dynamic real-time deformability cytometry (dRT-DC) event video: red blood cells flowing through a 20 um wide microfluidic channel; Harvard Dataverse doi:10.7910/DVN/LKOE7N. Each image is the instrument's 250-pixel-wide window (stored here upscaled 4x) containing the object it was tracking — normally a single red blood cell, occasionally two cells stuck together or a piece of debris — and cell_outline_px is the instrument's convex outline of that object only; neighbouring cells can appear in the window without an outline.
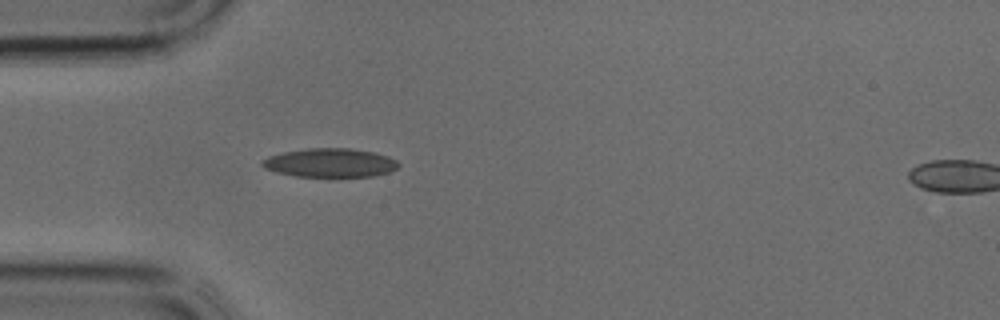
{"species": "common noctule bat (a hibernating species)", "species_latin": "Nyctalus noctula", "temperature_condition": "cold", "stored_images_in_passage": 2, "camera_frame_rate_fps": 3000, "um_per_image_px": 0.085, "animal": {"sex": "male", "body_mass_g": 17.9, "forearm_length_mm": 54.2}, "frame": {"image": 1, "passage_image": 1, "time_ms": 0.0, "image_size_px": [1000, 320], "cell_outline_px": [[400, 164], [396, 168], [388, 172], [372, 176], [296, 176], [276, 172], [264, 168], [260, 164], [260, 160], [268, 156], [284, 152], [308, 148], [348, 148], [376, 152], [388, 156], [396, 160]], "centroid_in_image_um": [28.03, 13.82], "position_along_channel_um": 57.0, "area_um2": 22.83}}